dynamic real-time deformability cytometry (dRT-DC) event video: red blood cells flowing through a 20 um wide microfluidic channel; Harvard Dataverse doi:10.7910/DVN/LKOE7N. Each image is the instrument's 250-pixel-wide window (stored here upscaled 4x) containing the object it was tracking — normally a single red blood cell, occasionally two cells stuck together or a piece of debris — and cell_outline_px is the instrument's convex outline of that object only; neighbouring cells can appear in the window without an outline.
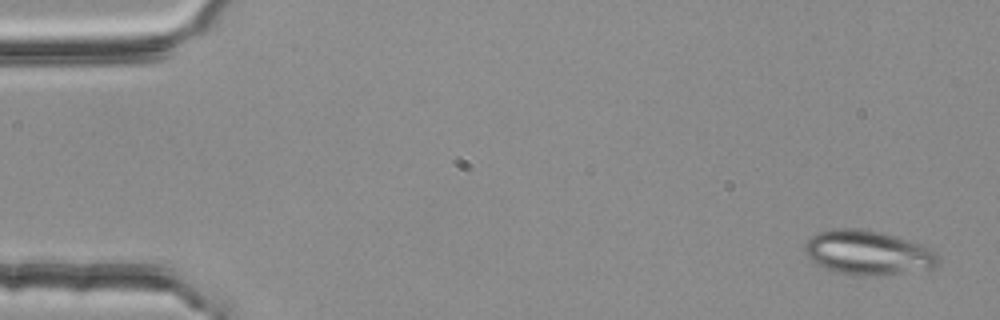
{"species": "common noctule bat (a hibernating species)", "species_latin": "Nyctalus noctula", "temperature_condition": "room temperature", "stored_images_in_passage": 4, "camera_frame_rate_fps": 3000, "um_per_image_px": 0.085, "animal": {"sex": "female", "body_mass_g": 25.1}, "frame": {"image": 1, "passage_image": 1, "time_ms": 0.0, "image_size_px": [1000, 320], "cell_outline_px": [[940, 264], [932, 268], [876, 276], [864, 276], [836, 272], [816, 264], [804, 252], [804, 244], [812, 236], [820, 232], [832, 228], [860, 228], [884, 232], [920, 244], [936, 252], [940, 256]], "centroid_in_image_um": [73.78, 21.47], "position_along_channel_um": 11.2, "area_um2": 34.62}}